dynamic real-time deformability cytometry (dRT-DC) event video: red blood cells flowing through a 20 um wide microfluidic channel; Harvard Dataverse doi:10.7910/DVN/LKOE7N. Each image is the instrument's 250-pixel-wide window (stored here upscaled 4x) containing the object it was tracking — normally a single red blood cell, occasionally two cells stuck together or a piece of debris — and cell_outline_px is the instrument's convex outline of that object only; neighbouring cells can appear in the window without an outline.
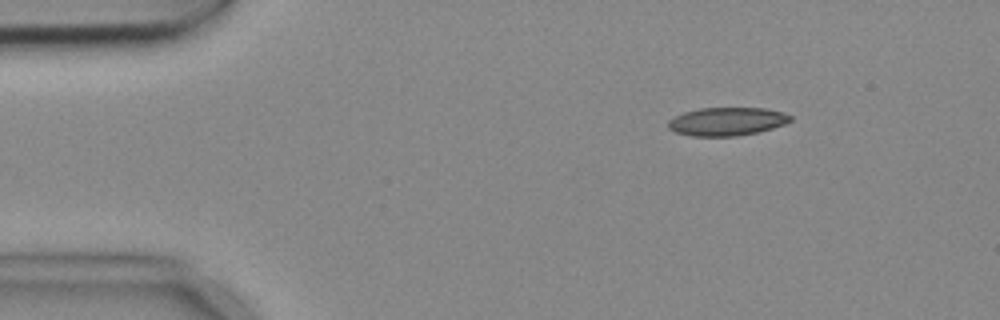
{"species": "common noctule bat (a hibernating species)", "species_latin": "Nyctalus noctula", "temperature_condition": "cold", "stored_images_in_passage": 4, "camera_frame_rate_fps": 3000, "um_per_image_px": 0.085, "animal": {"sex": "female", "body_mass_g": 18.4}, "frame": {"image": 1, "passage_image": 2, "time_ms": 0.333, "image_size_px": [1000, 320], "cell_outline_px": [[792, 120], [784, 124], [772, 128], [756, 132], [736, 136], [692, 136], [676, 132], [668, 128], [668, 120], [684, 112], [700, 108], [764, 108], [784, 112], [792, 116]], "centroid_in_image_um": [61.79, 10.32], "position_along_channel_um": 23.2, "area_um2": 20.06}}